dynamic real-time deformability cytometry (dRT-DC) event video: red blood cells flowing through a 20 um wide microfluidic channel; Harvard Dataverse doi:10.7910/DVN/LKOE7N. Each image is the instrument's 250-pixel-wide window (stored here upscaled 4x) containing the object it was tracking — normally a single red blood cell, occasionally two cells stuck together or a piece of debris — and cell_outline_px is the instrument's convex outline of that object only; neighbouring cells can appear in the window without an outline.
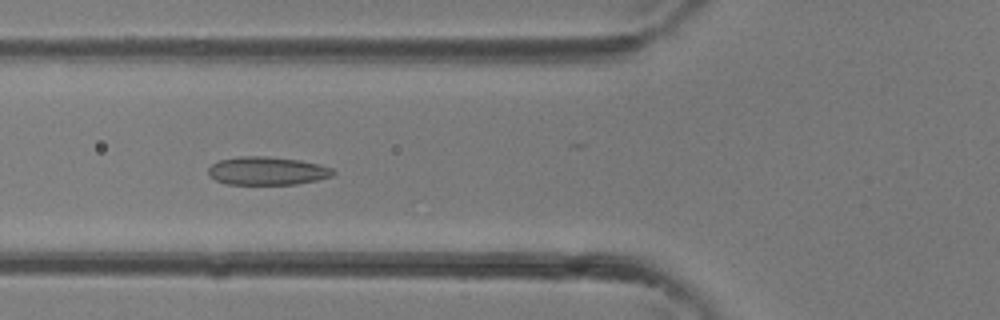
{"species": "common noctule bat (a hibernating species)", "species_latin": "Nyctalus noctula", "temperature_condition": "room temperature", "stored_images_in_passage": 36, "camera_frame_rate_fps": 3000, "um_per_image_px": 0.085, "animal": {"sex": "female"}, "frame": {"image": 1, "passage_image": 12, "time_ms": 3.667, "image_size_px": [1000, 320], "cell_outline_px": [[336, 172], [332, 176], [316, 180], [296, 184], [228, 184], [216, 180], [208, 172], [208, 168], [212, 164], [220, 160], [240, 156], [268, 156], [300, 160], [320, 164], [332, 168]], "centroid_in_image_um": [22.74, 14.51], "position_along_channel_um": 103.1, "area_um2": 20.46}}
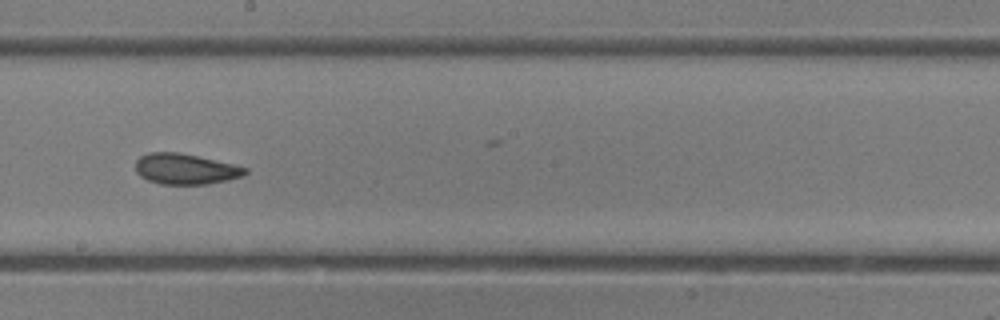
{"frame": {"image": 2, "passage_image": 19, "time_ms": 6.0, "image_size_px": [1000, 320], "cell_outline_px": [[248, 172], [244, 176], [228, 180], [208, 184], [160, 184], [148, 180], [140, 176], [136, 172], [136, 160], [140, 156], [148, 152], [176, 152], [196, 156], [232, 164], [248, 168]], "centroid_in_image_um": [15.75, 14.37], "position_along_channel_um": 232.4, "area_um2": 19.54}}
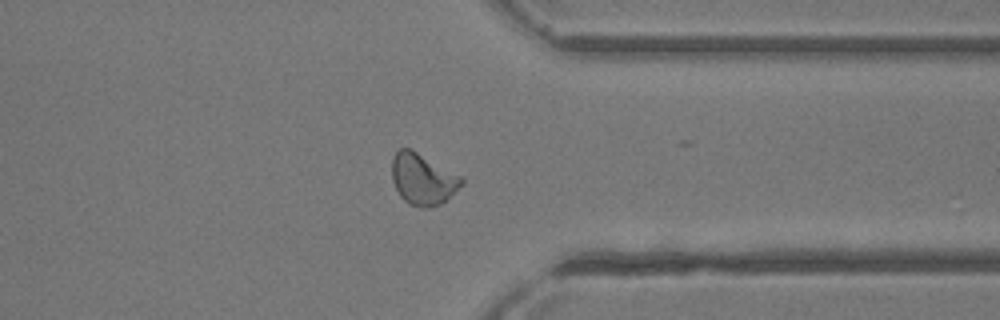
{"frame": {"image": 3, "passage_image": 27, "time_ms": 8.667, "image_size_px": [1000, 320], "cell_outline_px": [[464, 184], [440, 204], [428, 208], [420, 208], [408, 204], [400, 196], [392, 180], [392, 160], [396, 152], [400, 148], [412, 148], [460, 176], [464, 180]], "centroid_in_image_um": [35.92, 15.23], "position_along_channel_um": 375.5, "area_um2": 20.81}}